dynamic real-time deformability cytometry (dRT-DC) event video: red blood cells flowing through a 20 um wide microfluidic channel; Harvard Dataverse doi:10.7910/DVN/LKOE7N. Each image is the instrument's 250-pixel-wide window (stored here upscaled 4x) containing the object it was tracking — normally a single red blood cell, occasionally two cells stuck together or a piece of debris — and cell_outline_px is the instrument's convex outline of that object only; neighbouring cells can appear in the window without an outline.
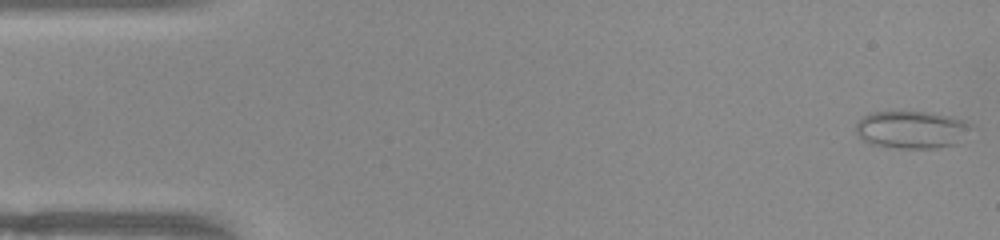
{"species": "common noctule bat (a hibernating species)", "species_latin": "Nyctalus noctula", "temperature_condition": "warm", "stored_images_in_passage": 51, "camera_frame_rate_fps": 3000, "um_per_image_px": 0.085, "animal": {"sex": "female", "body_mass_g": 22.0, "forearm_length_mm": 56.7}, "frame": {"image": 1, "passage_image": 1, "time_ms": 0.0, "image_size_px": [1000, 240], "cell_outline_px": [[964, 124], [956, 144], [936, 148], [896, 148], [872, 144], [864, 140], [856, 132], [856, 124], [864, 116], [872, 112], [896, 108], [900, 108], [932, 112], [952, 116], [964, 120]], "centroid_in_image_um": [77.32, 10.95], "position_along_channel_um": 7.7, "area_um2": 25.14}}
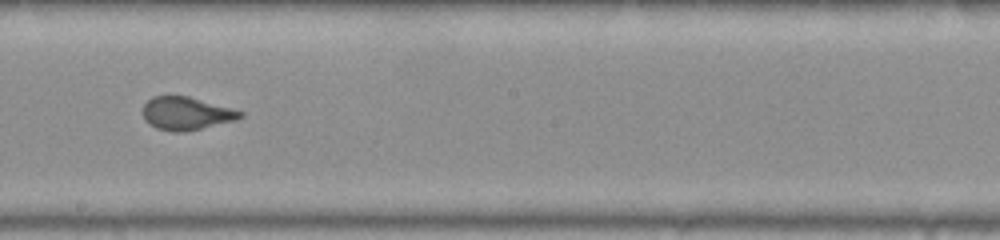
{"frame": {"image": 2, "passage_image": 28, "time_ms": 9.0, "image_size_px": [1000, 240], "cell_outline_px": [[244, 116], [236, 120], [184, 132], [172, 132], [156, 128], [148, 124], [144, 120], [144, 104], [152, 96], [188, 96], [244, 112]], "centroid_in_image_um": [15.82, 9.65], "position_along_channel_um": 232.4, "area_um2": 18.61}}
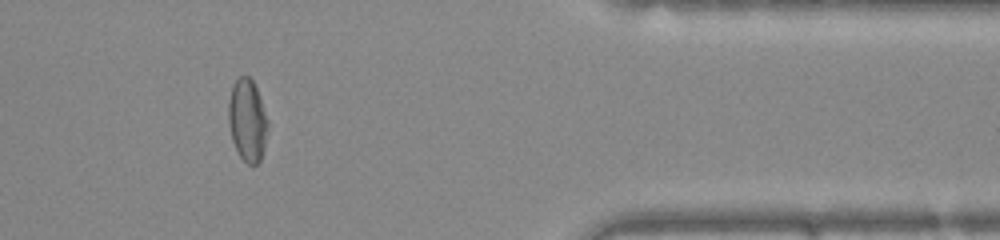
{"frame": {"image": 3, "passage_image": 42, "time_ms": 13.667, "image_size_px": [1000, 240], "cell_outline_px": [[268, 128], [264, 148], [260, 160], [256, 164], [248, 164], [240, 156], [232, 140], [228, 120], [228, 100], [232, 88], [236, 80], [240, 76], [248, 76], [252, 80], [256, 88], [268, 120]], "centroid_in_image_um": [21.02, 10.23], "position_along_channel_um": 390.4, "area_um2": 18.67}, "authors_computed_cell_mechanics": {"area_um2": 19.9988, "velocity_mm_per_s": 3.9639, "shape_relaxation_time_tau1_ms": 8.0595, "shape_relaxation_time_tau2_ms": null, "deformation_change_tau1": 0.2022, "deformation_change_tau2": null}}